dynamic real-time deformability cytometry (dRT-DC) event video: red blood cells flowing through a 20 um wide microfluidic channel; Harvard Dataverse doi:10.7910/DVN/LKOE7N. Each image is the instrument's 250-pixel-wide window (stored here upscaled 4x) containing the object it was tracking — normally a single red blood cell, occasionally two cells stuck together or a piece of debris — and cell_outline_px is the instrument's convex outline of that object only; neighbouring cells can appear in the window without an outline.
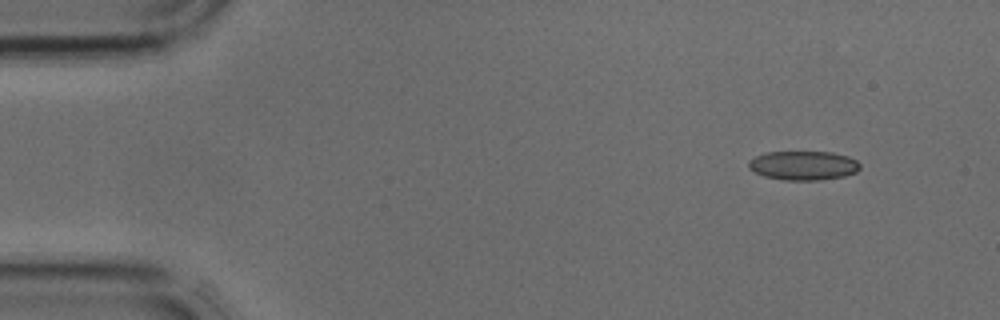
{"species": "common noctule bat (a hibernating species)", "species_latin": "Nyctalus noctula", "temperature_condition": "cold", "stored_images_in_passage": 2, "camera_frame_rate_fps": 3000, "um_per_image_px": 0.085, "animal": {"sex": "male", "body_mass_g": 17.9, "forearm_length_mm": 54.2}, "frame": {"image": 1, "passage_image": 1, "time_ms": 0.0, "image_size_px": [1000, 320], "cell_outline_px": [[860, 168], [856, 172], [844, 176], [820, 180], [784, 180], [764, 176], [748, 168], [748, 160], [764, 152], [832, 152], [848, 156], [856, 160], [860, 164]], "centroid_in_image_um": [68.28, 14.06], "position_along_channel_um": 16.7, "area_um2": 18.96}}